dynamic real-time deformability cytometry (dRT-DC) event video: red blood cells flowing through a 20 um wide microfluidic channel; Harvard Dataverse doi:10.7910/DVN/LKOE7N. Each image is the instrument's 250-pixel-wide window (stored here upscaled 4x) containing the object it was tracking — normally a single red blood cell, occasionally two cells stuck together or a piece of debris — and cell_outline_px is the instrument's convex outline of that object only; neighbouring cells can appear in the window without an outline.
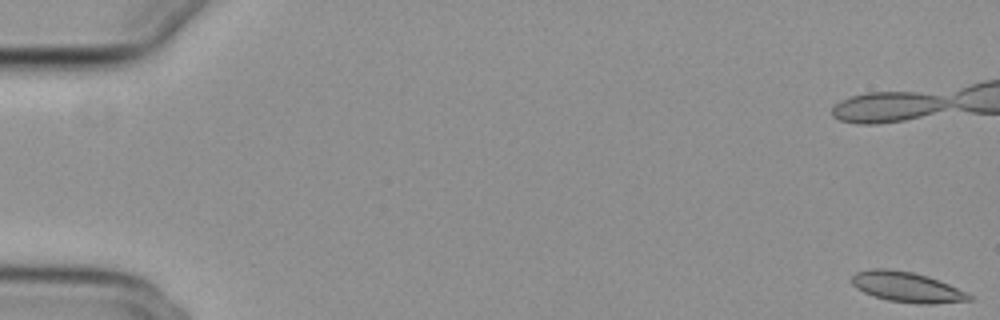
{"species": "common noctule bat (a hibernating species)", "species_latin": "Nyctalus noctula", "temperature_condition": "cold", "stored_images_in_passage": 17, "camera_frame_rate_fps": 3000, "um_per_image_px": 0.085, "animal": {"sex": "female", "body_mass_g": 29.2, "forearm_length_mm": 56.3}, "frame": {"image": 1, "passage_image": 1, "time_ms": 0.0, "image_size_px": [1000, 320], "cell_outline_px": [[972, 300], [932, 304], [920, 304], [888, 300], [872, 296], [856, 288], [852, 284], [852, 276], [856, 272], [868, 268], [888, 268], [912, 272], [928, 276], [948, 284], [972, 296]], "centroid_in_image_um": [77.03, 24.39], "position_along_channel_um": 8.0, "area_um2": 20.63}}